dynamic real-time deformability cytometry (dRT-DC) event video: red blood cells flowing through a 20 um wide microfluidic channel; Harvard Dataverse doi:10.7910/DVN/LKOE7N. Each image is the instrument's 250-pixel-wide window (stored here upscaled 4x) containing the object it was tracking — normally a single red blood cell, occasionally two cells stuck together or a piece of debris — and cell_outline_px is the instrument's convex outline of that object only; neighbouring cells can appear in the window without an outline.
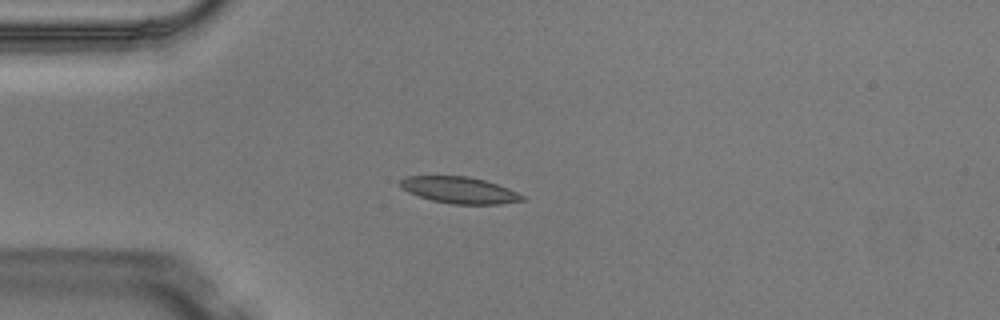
{"species": "Egyptian fruit bat (a non-hibernating species)", "species_latin": "Rousettus aegyptiacus", "temperature_condition": "warm", "stored_images_in_passage": 3, "camera_frame_rate_fps": 3000, "um_per_image_px": 0.085, "animal": {"sex": "male"}, "frame": {"image": 1, "passage_image": 2, "time_ms": 0.333, "image_size_px": [1000, 320], "cell_outline_px": [[524, 200], [500, 204], [452, 204], [432, 200], [408, 192], [400, 188], [396, 184], [404, 176], [468, 176], [484, 180], [508, 188], [524, 196]], "centroid_in_image_um": [38.99, 16.15], "position_along_channel_um": 46.0, "area_um2": 18.84}}